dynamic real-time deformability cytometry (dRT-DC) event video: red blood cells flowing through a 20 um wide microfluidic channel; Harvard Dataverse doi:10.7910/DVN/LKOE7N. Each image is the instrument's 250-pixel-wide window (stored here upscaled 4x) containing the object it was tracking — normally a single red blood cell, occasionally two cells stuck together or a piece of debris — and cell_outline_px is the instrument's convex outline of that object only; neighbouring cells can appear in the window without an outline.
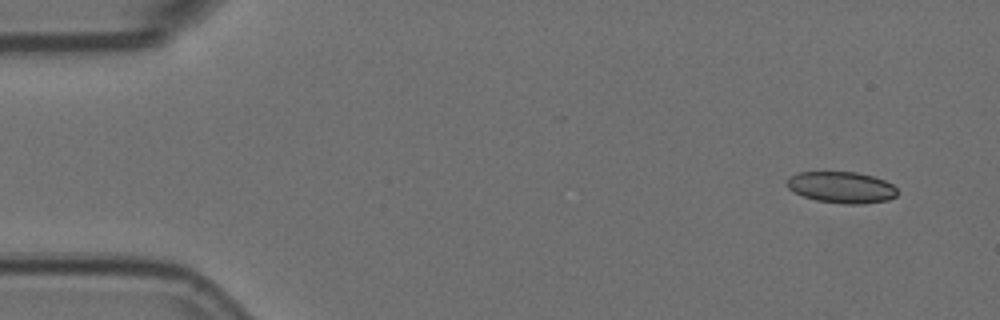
{"species": "Egyptian fruit bat (a non-hibernating species)", "species_latin": "Rousettus aegyptiacus", "temperature_condition": "room temperature", "stored_images_in_passage": 5, "camera_frame_rate_fps": 3000, "um_per_image_px": 0.085, "animal": {"sex": "female"}, "frame": {"image": 1, "passage_image": 1, "time_ms": 0.0, "image_size_px": [1000, 320], "cell_outline_px": [[896, 196], [888, 200], [860, 204], [844, 204], [816, 200], [804, 196], [788, 188], [788, 180], [796, 172], [856, 172], [872, 176], [884, 180], [892, 184], [896, 188]], "centroid_in_image_um": [71.55, 15.92], "position_along_channel_um": 13.4, "area_um2": 19.94}}
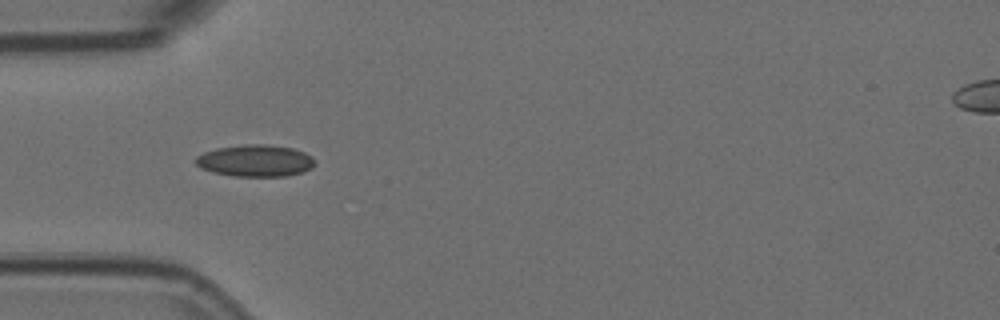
{"frame": {"image": 2, "passage_image": 4, "time_ms": 1.0, "image_size_px": [1000, 320], "cell_outline_px": [[316, 164], [312, 168], [304, 172], [288, 176], [236, 176], [212, 172], [200, 168], [196, 164], [196, 156], [204, 152], [216, 148], [244, 144], [264, 144], [292, 148], [304, 152], [312, 156], [316, 160]], "centroid_in_image_um": [21.73, 13.66], "position_along_channel_um": 63.3, "area_um2": 22.31}}
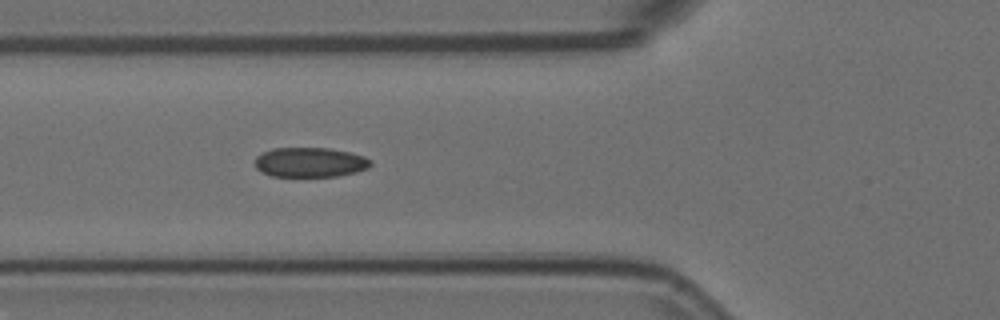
{"frame": {"image": 3, "passage_image": 5, "time_ms": 1.333, "image_size_px": [1000, 320], "cell_outline_px": [[372, 164], [368, 168], [356, 172], [336, 176], [272, 176], [260, 172], [256, 168], [256, 156], [260, 152], [272, 148], [328, 148], [348, 152], [364, 156], [372, 160]], "centroid_in_image_um": [26.34, 13.79], "position_along_channel_um": 99.5, "area_um2": 20.11}}